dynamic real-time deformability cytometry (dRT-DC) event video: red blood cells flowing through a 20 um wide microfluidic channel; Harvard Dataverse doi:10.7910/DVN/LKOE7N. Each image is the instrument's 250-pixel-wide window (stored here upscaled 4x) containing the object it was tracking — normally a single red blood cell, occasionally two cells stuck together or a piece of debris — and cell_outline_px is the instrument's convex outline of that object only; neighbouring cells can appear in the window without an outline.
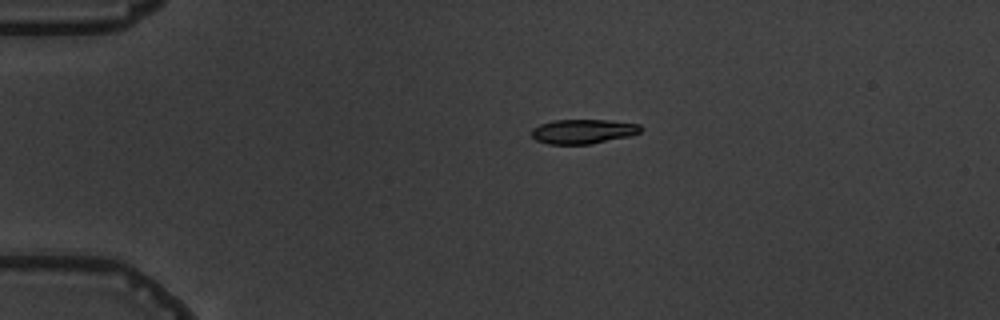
{"species": "common noctule bat (a hibernating species)", "species_latin": "Nyctalus noctula", "temperature_condition": "warm", "stored_images_in_passage": 2, "camera_frame_rate_fps": 3000, "um_per_image_px": 0.085, "animal": {"sex": "male", "body_mass_g": 19.5, "forearm_length_mm": 54.6}, "frame": {"image": 1, "passage_image": 2, "time_ms": 2.333, "image_size_px": [1000, 320], "cell_outline_px": [[644, 128], [640, 132], [632, 136], [588, 144], [548, 144], [536, 140], [532, 136], [532, 128], [540, 124], [552, 120], [608, 120], [640, 124]], "centroid_in_image_um": [49.59, 11.17], "position_along_channel_um": 35.4, "area_um2": 15.66}}